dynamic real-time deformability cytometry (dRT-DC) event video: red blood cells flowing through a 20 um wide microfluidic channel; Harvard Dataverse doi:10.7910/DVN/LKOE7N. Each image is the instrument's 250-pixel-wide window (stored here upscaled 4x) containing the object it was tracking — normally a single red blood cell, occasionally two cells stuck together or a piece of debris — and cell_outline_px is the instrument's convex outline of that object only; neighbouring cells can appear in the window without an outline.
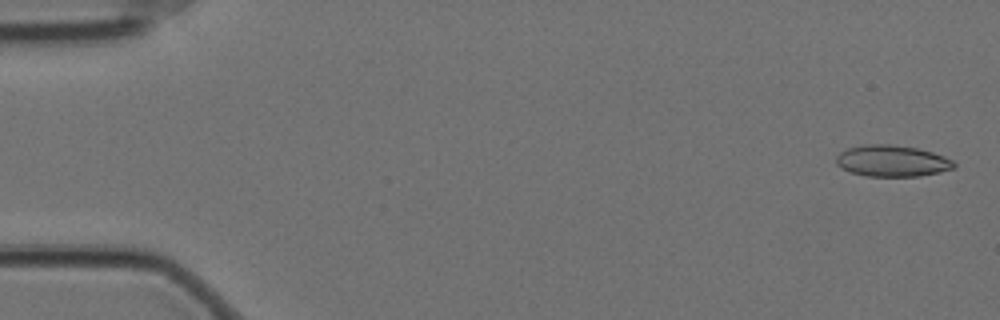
{"species": "Egyptian fruit bat (a non-hibernating species)", "species_latin": "Rousettus aegyptiacus", "temperature_condition": "cold", "stored_images_in_passage": 58, "camera_frame_rate_fps": 3000, "um_per_image_px": 0.085, "animal": {"sex": "female"}, "frame": {"image": 1, "passage_image": 2, "time_ms": 0.333, "image_size_px": [1000, 320], "cell_outline_px": [[956, 168], [940, 172], [920, 176], [868, 176], [852, 172], [836, 164], [836, 156], [840, 152], [848, 148], [864, 144], [888, 144], [916, 148], [932, 152], [944, 156], [952, 160], [956, 164]], "centroid_in_image_um": [75.85, 13.67], "position_along_channel_um": 9.1, "area_um2": 21.44}}
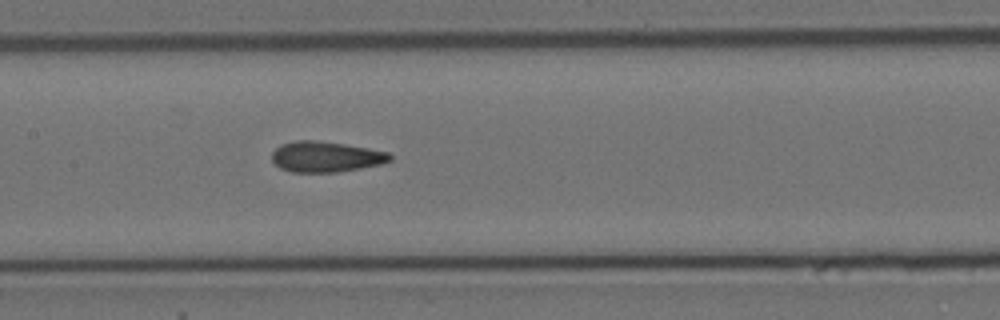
{"frame": {"image": 2, "passage_image": 28, "time_ms": 9.0, "image_size_px": [1000, 320], "cell_outline_px": [[392, 160], [380, 164], [360, 168], [336, 172], [292, 172], [280, 168], [272, 160], [272, 152], [280, 144], [296, 140], [316, 140], [344, 144], [368, 148], [388, 152], [392, 156]], "centroid_in_image_um": [27.68, 13.32], "position_along_channel_um": 179.7, "area_um2": 21.04}}
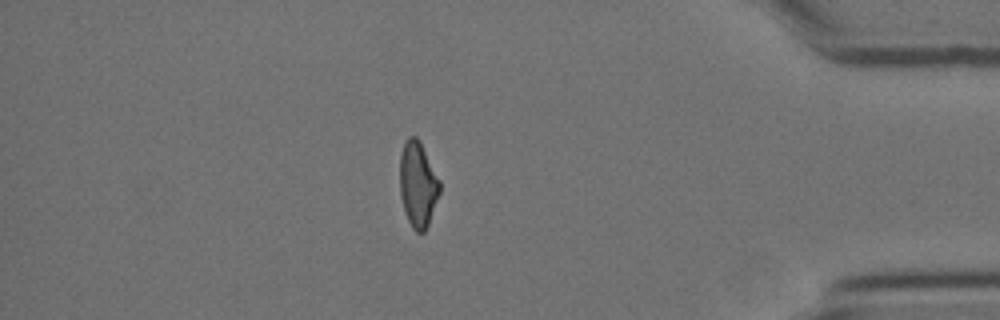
{"frame": {"image": 3, "passage_image": 50, "time_ms": 16.333, "image_size_px": [1000, 320], "cell_outline_px": [[440, 192], [428, 224], [424, 232], [416, 232], [412, 228], [408, 220], [400, 196], [400, 156], [404, 144], [408, 136], [416, 136], [420, 140], [440, 180]], "centroid_in_image_um": [35.52, 15.65], "position_along_channel_um": 399.7, "area_um2": 19.83}, "authors_computed_cell_mechanics": {"area_um2": 21.0392, "velocity_mm_per_s": 3.5025, "shape_relaxation_time_tau1_ms": null, "shape_relaxation_time_tau2_ms": 2.0619, "deformation_change_tau1": null, "deformation_change_tau2": 0.0999}}